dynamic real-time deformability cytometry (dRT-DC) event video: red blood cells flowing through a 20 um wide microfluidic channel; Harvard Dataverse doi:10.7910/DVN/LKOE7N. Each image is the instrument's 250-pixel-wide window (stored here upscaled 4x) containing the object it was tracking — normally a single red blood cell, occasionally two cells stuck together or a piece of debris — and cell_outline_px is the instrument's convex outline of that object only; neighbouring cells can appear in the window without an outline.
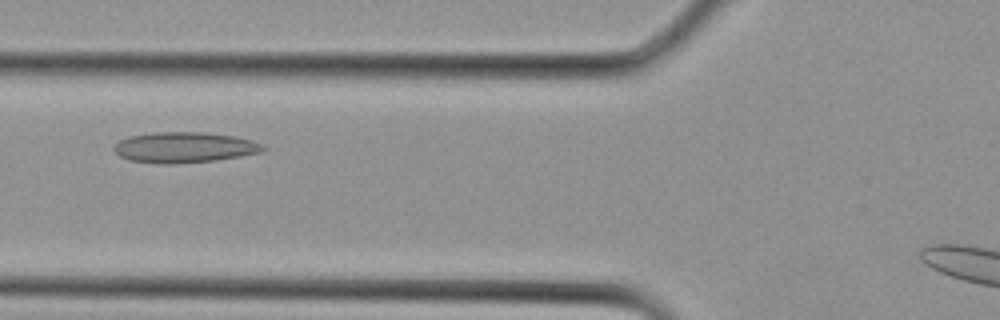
{"species": "Egyptian fruit bat (a non-hibernating species)", "species_latin": "Rousettus aegyptiacus", "temperature_condition": "cold", "stored_images_in_passage": 13, "camera_frame_rate_fps": 3000, "um_per_image_px": 0.085, "animal": {"sex": "female"}, "frame": {"image": 1, "passage_image": 6, "time_ms": 1.667, "image_size_px": [1000, 320], "cell_outline_px": [[268, 148], [264, 152], [216, 160], [172, 164], [160, 164], [128, 160], [120, 156], [112, 148], [120, 140], [128, 136], [156, 132], [204, 132], [236, 136], [252, 140], [264, 144]], "centroid_in_image_um": [15.71, 12.53], "position_along_channel_um": 110.1, "area_um2": 26.88}}
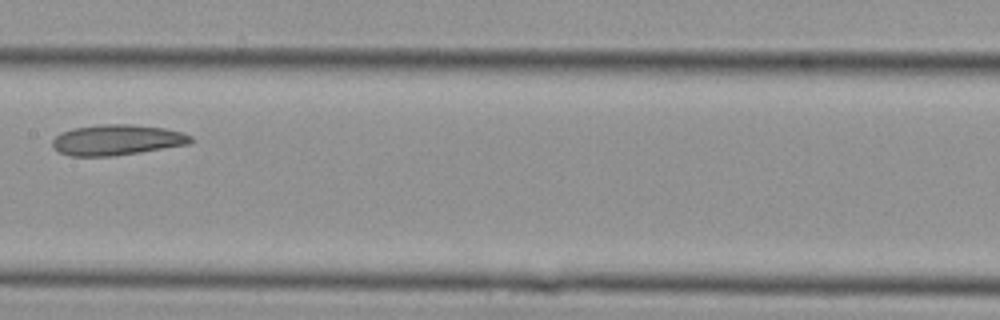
{"frame": {"image": 2, "passage_image": 10, "time_ms": 3.0, "image_size_px": [1000, 320], "cell_outline_px": [[192, 140], [188, 144], [140, 152], [112, 156], [72, 156], [60, 152], [52, 144], [52, 140], [60, 132], [72, 128], [104, 124], [128, 124], [164, 128], [184, 132], [192, 136]], "centroid_in_image_um": [9.94, 11.88], "position_along_channel_um": 197.5, "area_um2": 24.51}}
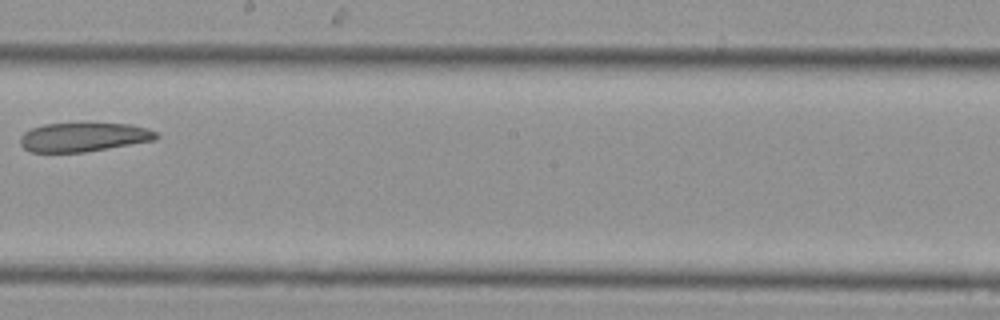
{"frame": {"image": 3, "passage_image": 12, "time_ms": 3.667, "image_size_px": [1000, 320], "cell_outline_px": [[160, 136], [156, 140], [84, 152], [32, 152], [24, 148], [20, 144], [20, 136], [24, 132], [32, 128], [44, 124], [132, 124], [148, 128], [156, 132]], "centroid_in_image_um": [7.12, 11.66], "position_along_channel_um": 241.1, "area_um2": 22.83}}